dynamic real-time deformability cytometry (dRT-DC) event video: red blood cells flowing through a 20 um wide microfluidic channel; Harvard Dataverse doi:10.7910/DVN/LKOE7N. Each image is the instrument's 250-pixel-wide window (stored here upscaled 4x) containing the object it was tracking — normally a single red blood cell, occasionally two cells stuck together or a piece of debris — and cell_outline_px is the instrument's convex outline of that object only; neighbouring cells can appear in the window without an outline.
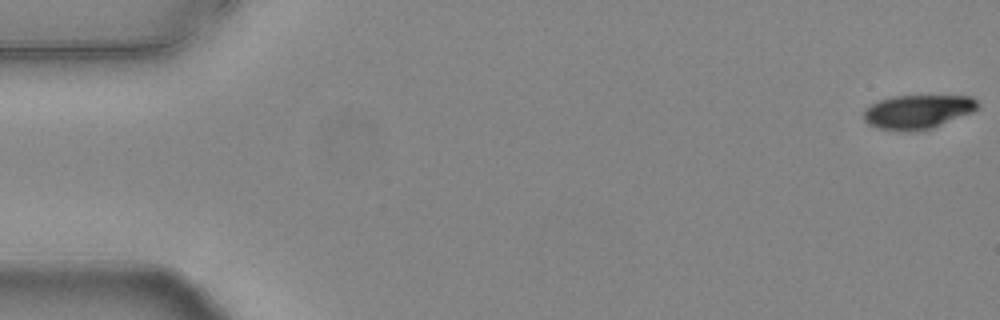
{"species": "common noctule bat (a hibernating species)", "species_latin": "Nyctalus noctula", "temperature_condition": "warm", "stored_images_in_passage": 55, "camera_frame_rate_fps": 3000, "um_per_image_px": 0.085, "animal": {"sex": "female", "body_mass_g": 24.6, "forearm_length_mm": 56.2}, "frame": {"image": 1, "passage_image": 1, "time_ms": 0.0, "image_size_px": [1000, 320], "cell_outline_px": [[980, 104], [972, 112], [932, 128], [916, 132], [900, 132], [876, 128], [868, 124], [864, 120], [864, 112], [872, 104], [880, 100], [892, 96], [972, 96]], "centroid_in_image_um": [77.99, 9.52], "position_along_channel_um": 7.0, "area_um2": 22.66}}
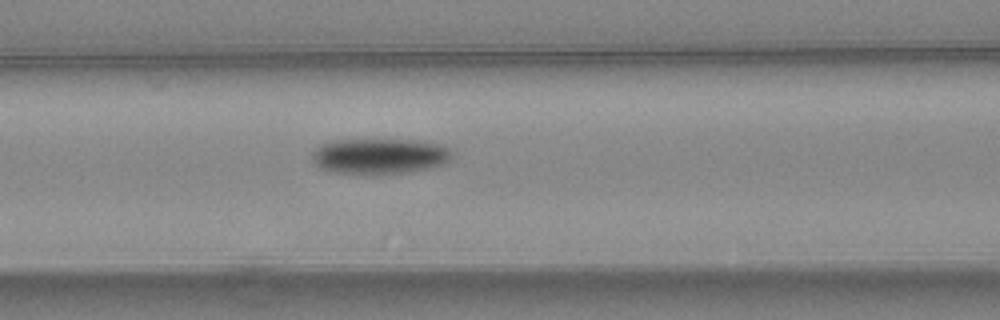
{"frame": {"image": 2, "passage_image": 23, "time_ms": 7.333, "image_size_px": [1000, 320], "cell_outline_px": [[452, 156], [444, 164], [428, 168], [408, 172], [372, 176], [328, 172], [320, 168], [312, 160], [312, 152], [316, 148], [332, 140], [424, 140], [440, 144], [448, 148], [452, 152]], "centroid_in_image_um": [32.25, 13.3], "position_along_channel_um": 134.4, "area_um2": 29.65}}
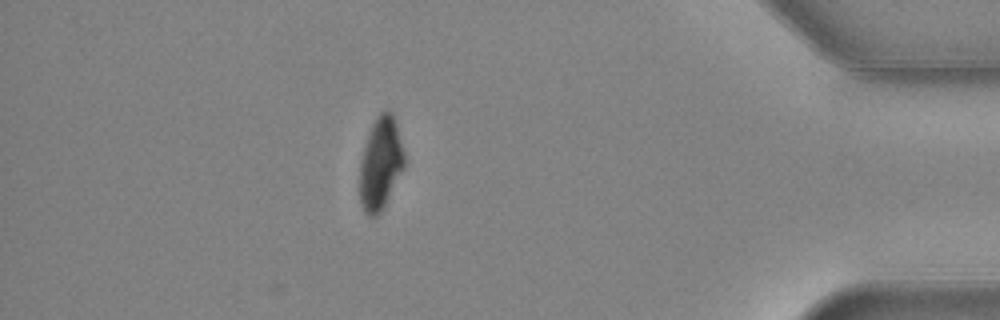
{"frame": {"image": 3, "passage_image": 48, "time_ms": 15.667, "image_size_px": [1000, 320], "cell_outline_px": [[404, 168], [384, 208], [376, 216], [368, 216], [364, 212], [360, 204], [360, 160], [364, 144], [372, 124], [376, 116], [380, 112], [388, 108], [392, 112], [396, 124], [404, 152]], "centroid_in_image_um": [32.34, 13.9], "position_along_channel_um": 402.9, "area_um2": 24.28}, "authors_computed_cell_mechanics": {"area_um2": 26.7036, "velocity_mm_per_s": 3.7821, "shape_relaxation_time_tau1_ms": 3.3196, "shape_relaxation_time_tau2_ms": null, "deformation_change_tau1": 0.1266, "deformation_change_tau2": null}}